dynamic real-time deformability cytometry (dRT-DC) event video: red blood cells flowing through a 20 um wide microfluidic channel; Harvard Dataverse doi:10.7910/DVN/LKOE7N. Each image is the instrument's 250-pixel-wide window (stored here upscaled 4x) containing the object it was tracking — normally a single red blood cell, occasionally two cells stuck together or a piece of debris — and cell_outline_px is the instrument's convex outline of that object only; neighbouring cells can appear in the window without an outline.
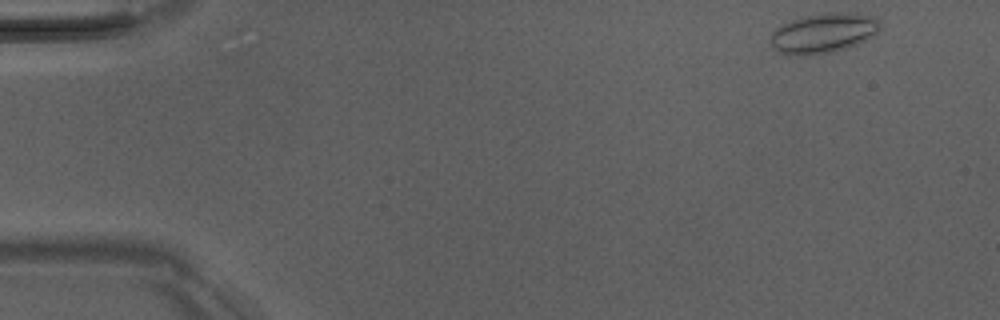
{"species": "Egyptian fruit bat (a non-hibernating species)", "species_latin": "Rousettus aegyptiacus", "temperature_condition": "room temperature", "stored_images_in_passage": 49, "camera_frame_rate_fps": 3000, "um_per_image_px": 0.085, "animal": {"sex": "male"}, "frame": {"image": 1, "passage_image": 1, "time_ms": 0.0, "image_size_px": [1000, 320], "cell_outline_px": [[880, 28], [876, 32], [864, 40], [856, 44], [832, 52], [800, 56], [788, 56], [776, 52], [772, 48], [768, 40], [772, 32], [776, 28], [792, 20], [808, 16], [836, 12], [844, 12], [872, 16], [880, 20]], "centroid_in_image_um": [69.91, 2.84], "position_along_channel_um": 15.1, "area_um2": 25.32}}
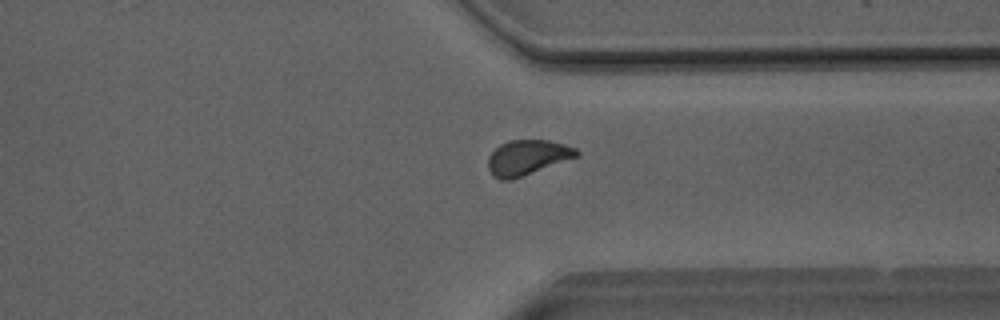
{"frame": {"image": 2, "passage_image": 36, "time_ms": 11.667, "image_size_px": [1000, 320], "cell_outline_px": [[580, 156], [512, 180], [500, 180], [492, 176], [488, 168], [488, 156], [500, 144], [508, 140], [548, 140], [564, 144], [576, 148], [580, 152]], "centroid_in_image_um": [44.83, 13.39], "position_along_channel_um": 366.6, "area_um2": 18.32}}
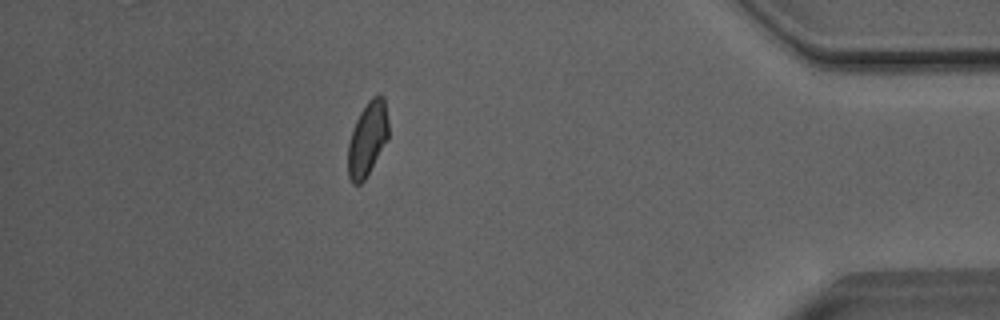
{"frame": {"image": 3, "passage_image": 42, "time_ms": 13.667, "image_size_px": [1000, 320], "cell_outline_px": [[388, 140], [364, 180], [360, 184], [352, 184], [348, 176], [348, 144], [352, 128], [360, 112], [368, 100], [372, 96], [380, 92], [384, 96], [388, 120]], "centroid_in_image_um": [31.24, 11.76], "position_along_channel_um": 404.0, "area_um2": 17.74}, "authors_computed_cell_mechanics": {"area_um2": 18.2648, "velocity_mm_per_s": 4.0569, "shape_relaxation_time_tau1_ms": null, "shape_relaxation_time_tau2_ms": 2.096, "deformation_change_tau1": null, "deformation_change_tau2": 0.0683}}